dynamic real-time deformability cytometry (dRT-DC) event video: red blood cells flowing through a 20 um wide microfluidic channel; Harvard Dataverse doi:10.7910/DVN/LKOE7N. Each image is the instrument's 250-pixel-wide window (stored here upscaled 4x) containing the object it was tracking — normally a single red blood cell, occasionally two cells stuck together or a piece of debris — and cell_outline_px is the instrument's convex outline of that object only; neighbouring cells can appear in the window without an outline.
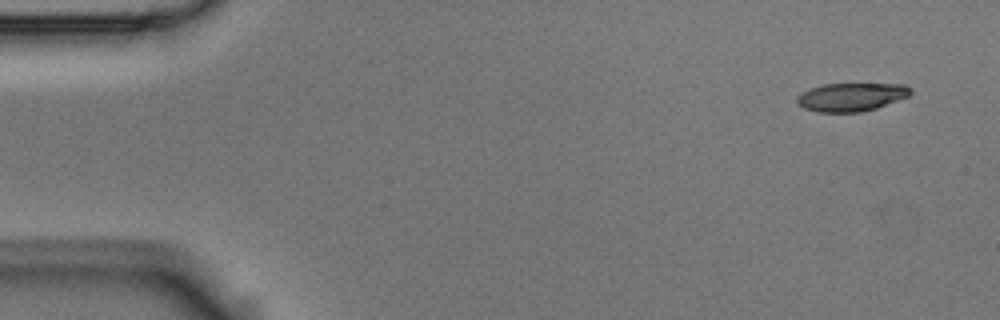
{"species": "Egyptian fruit bat (a non-hibernating species)", "species_latin": "Rousettus aegyptiacus", "temperature_condition": "room temperature", "stored_images_in_passage": 5, "segment_of_instrument_passage": [1, 2], "camera_frame_rate_fps": 3000, "um_per_image_px": 0.085, "animal": {"sex": "male"}, "frame": {"image": 1, "passage_image": 1, "time_ms": 0.0, "image_size_px": [1000, 320], "cell_outline_px": [[912, 92], [908, 96], [876, 108], [860, 112], [816, 112], [804, 108], [796, 104], [796, 96], [812, 88], [824, 84], [904, 84], [912, 88]], "centroid_in_image_um": [72.35, 8.25], "position_along_channel_um": 12.7, "area_um2": 18.67}}